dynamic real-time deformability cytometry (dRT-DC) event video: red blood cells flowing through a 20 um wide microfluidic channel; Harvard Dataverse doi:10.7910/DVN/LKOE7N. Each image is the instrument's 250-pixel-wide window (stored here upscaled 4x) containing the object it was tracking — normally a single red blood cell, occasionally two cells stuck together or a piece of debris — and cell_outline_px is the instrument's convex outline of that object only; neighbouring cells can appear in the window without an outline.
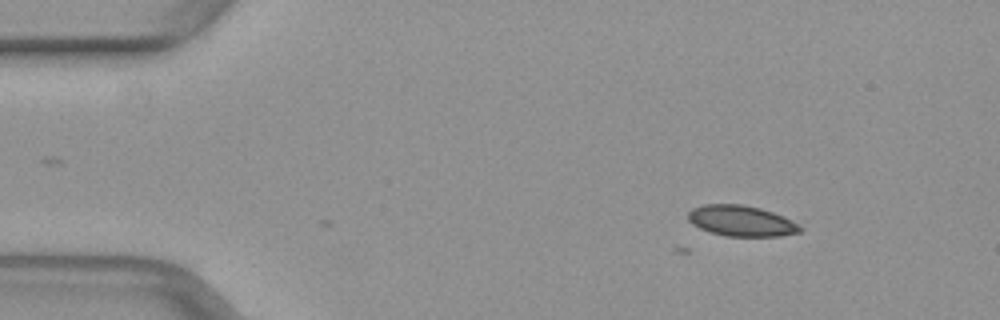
{"species": "common noctule bat (a hibernating species)", "species_latin": "Nyctalus noctula", "temperature_condition": "warm", "stored_images_in_passage": 3, "camera_frame_rate_fps": 3000, "um_per_image_px": 0.085, "animal": {"sex": "female", "body_mass_g": 29.2, "forearm_length_mm": 56.3}, "frame": {"image": 1, "passage_image": 3, "time_ms": 0.667, "image_size_px": [1000, 320], "cell_outline_px": [[804, 228], [800, 232], [780, 236], [724, 236], [700, 228], [692, 224], [688, 220], [688, 212], [692, 208], [704, 204], [744, 204], [760, 208], [784, 216]], "centroid_in_image_um": [63.01, 18.77], "position_along_channel_um": 22.0, "area_um2": 20.11}}